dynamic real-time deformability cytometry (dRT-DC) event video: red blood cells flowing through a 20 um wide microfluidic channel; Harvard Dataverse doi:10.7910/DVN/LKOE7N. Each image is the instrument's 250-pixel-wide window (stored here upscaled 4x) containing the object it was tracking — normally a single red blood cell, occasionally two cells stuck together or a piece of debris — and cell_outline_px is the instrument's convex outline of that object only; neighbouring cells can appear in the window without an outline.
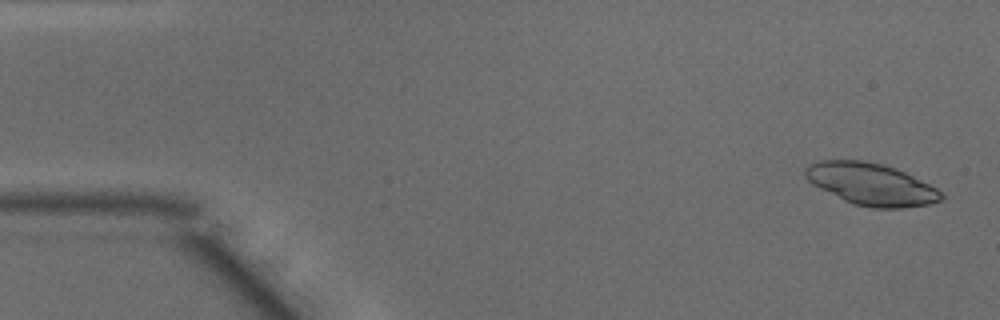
{"species": "common noctule bat (a hibernating species)", "species_latin": "Nyctalus noctula", "temperature_condition": "warm", "stored_images_in_passage": 48, "camera_frame_rate_fps": 3000, "um_per_image_px": 0.085, "animal": {"sex": "male", "body_mass_g": 15.6}, "frame": {"image": 1, "passage_image": 2, "time_ms": 0.333, "image_size_px": [1000, 320], "cell_outline_px": [[944, 200], [928, 204], [904, 208], [872, 208], [852, 204], [812, 184], [804, 176], [804, 168], [820, 160], [864, 160], [896, 168], [936, 188], [944, 196]], "centroid_in_image_um": [74.03, 15.66], "position_along_channel_um": 11.0, "area_um2": 33.12}}